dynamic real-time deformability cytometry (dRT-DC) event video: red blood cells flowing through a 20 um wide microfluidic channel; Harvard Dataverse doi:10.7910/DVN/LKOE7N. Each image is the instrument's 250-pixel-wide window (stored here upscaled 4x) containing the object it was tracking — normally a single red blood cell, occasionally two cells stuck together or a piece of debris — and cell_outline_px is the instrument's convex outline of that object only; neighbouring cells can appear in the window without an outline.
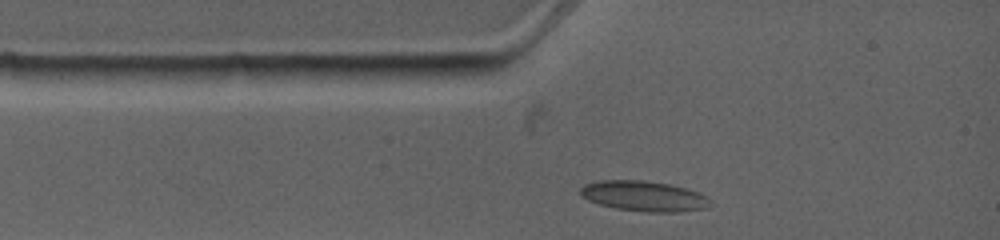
{"species": "common noctule bat (a hibernating species)", "species_latin": "Nyctalus noctula", "temperature_condition": "warm", "stored_images_in_passage": 2, "camera_frame_rate_fps": 4500, "um_per_image_px": 0.085, "animal": {"sex": "female", "body_mass_g": 19.0, "forearm_length_mm": 53.3}, "frame": {"image": 1, "passage_image": 1, "time_ms": 0.0, "image_size_px": [1000, 240], "cell_outline_px": [[712, 200], [708, 208], [680, 212], [648, 212], [616, 208], [600, 204], [588, 200], [580, 196], [580, 188], [584, 184], [600, 180], [644, 180], [668, 184], [700, 192], [708, 196]], "centroid_in_image_um": [54.76, 16.67], "position_along_channel_um": 30.2, "area_um2": 23.12}}